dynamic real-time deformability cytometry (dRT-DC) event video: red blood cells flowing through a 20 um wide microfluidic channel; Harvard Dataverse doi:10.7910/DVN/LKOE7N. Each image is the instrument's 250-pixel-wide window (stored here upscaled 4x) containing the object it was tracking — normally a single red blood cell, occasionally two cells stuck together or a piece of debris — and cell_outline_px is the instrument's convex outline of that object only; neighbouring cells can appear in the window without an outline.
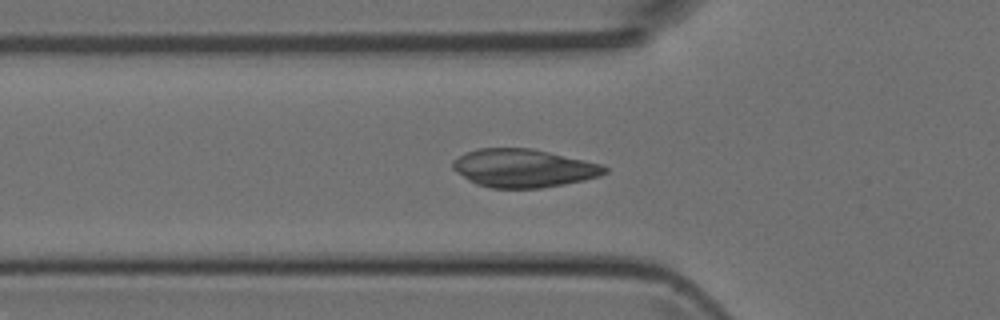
{"species": "Egyptian fruit bat (a non-hibernating species)", "species_latin": "Rousettus aegyptiacus", "temperature_condition": "room temperature", "stored_images_in_passage": 34, "camera_frame_rate_fps": 3000, "um_per_image_px": 0.085, "animal": {"sex": "female"}, "frame": {"image": 1, "passage_image": 3, "time_ms": 0.667, "image_size_px": [1000, 320], "cell_outline_px": [[608, 172], [600, 176], [584, 180], [564, 184], [540, 188], [492, 188], [476, 184], [468, 180], [456, 172], [452, 168], [452, 160], [468, 152], [480, 148], [532, 148], [604, 164], [608, 168]], "centroid_in_image_um": [44.53, 14.29], "position_along_channel_um": 81.3, "area_um2": 33.99}}
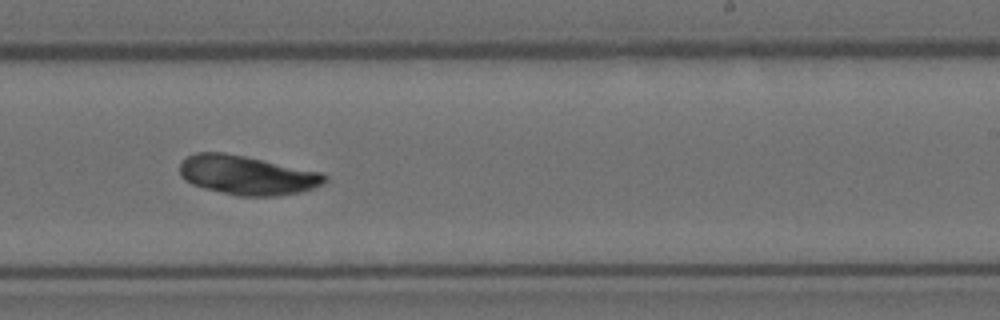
{"frame": {"image": 2, "passage_image": 16, "time_ms": 5.0, "image_size_px": [1000, 320], "cell_outline_px": [[328, 180], [324, 184], [300, 192], [276, 196], [236, 196], [192, 184], [184, 180], [180, 176], [180, 164], [188, 156], [196, 152], [224, 152], [244, 156], [320, 172], [328, 176]], "centroid_in_image_um": [21.0, 14.89], "position_along_channel_um": 268.0, "area_um2": 32.95}}
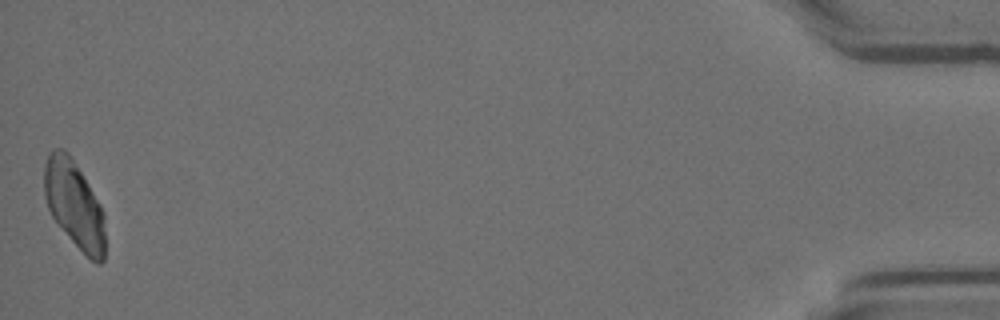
{"frame": {"image": 3, "passage_image": 34, "time_ms": 11.0, "image_size_px": [1000, 320], "cell_outline_px": [[104, 260], [100, 264], [96, 264], [72, 240], [52, 216], [48, 208], [44, 196], [44, 164], [48, 152], [52, 148], [64, 148], [68, 152], [88, 184], [100, 204], [104, 212]], "centroid_in_image_um": [6.29, 17.32], "position_along_channel_um": 428.9, "area_um2": 30.63}}